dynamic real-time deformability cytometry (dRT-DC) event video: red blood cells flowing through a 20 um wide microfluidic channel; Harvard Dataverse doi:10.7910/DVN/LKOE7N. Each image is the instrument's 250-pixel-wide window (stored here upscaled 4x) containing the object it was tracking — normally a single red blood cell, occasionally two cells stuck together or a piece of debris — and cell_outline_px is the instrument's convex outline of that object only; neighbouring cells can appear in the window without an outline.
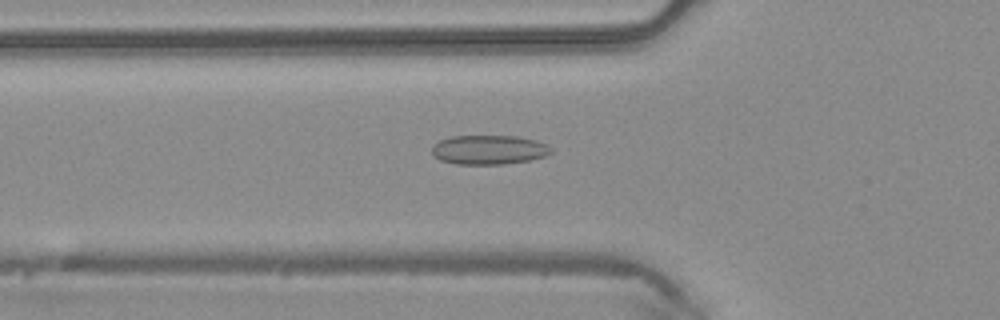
{"species": "common noctule bat (a hibernating species)", "species_latin": "Nyctalus noctula", "temperature_condition": "warm", "stored_images_in_passage": 44, "camera_frame_rate_fps": 3000, "um_per_image_px": 0.085, "animal": {"sex": "male", "body_mass_g": 20.4}, "frame": {"image": 1, "passage_image": 13, "time_ms": 4.0, "image_size_px": [1000, 320], "cell_outline_px": [[552, 152], [544, 156], [528, 160], [504, 164], [456, 164], [440, 160], [432, 152], [432, 144], [440, 140], [452, 136], [520, 136], [536, 140], [548, 144], [552, 148]], "centroid_in_image_um": [41.57, 12.72], "position_along_channel_um": 84.2, "area_um2": 20.4}}
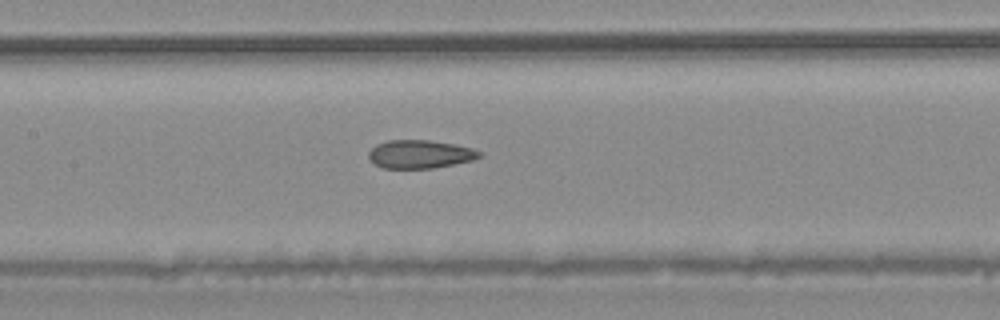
{"frame": {"image": 2, "passage_image": 19, "time_ms": 6.0, "image_size_px": [1000, 320], "cell_outline_px": [[480, 156], [472, 160], [432, 168], [380, 168], [368, 156], [368, 152], [376, 144], [388, 140], [428, 140], [452, 144], [472, 148], [480, 152]], "centroid_in_image_um": [35.65, 13.1], "position_along_channel_um": 171.7, "area_um2": 17.98}}
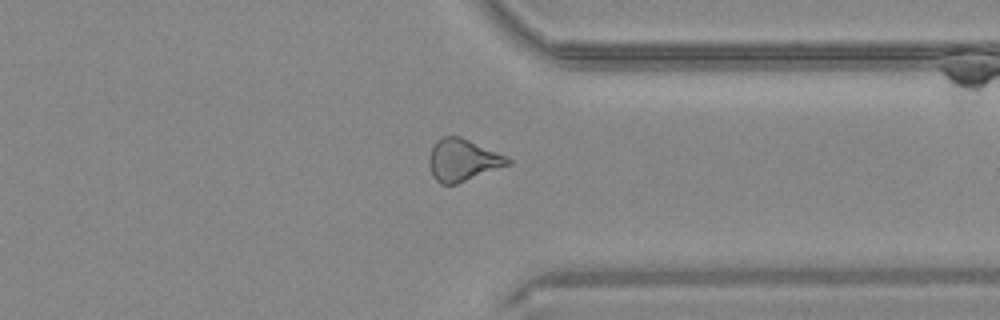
{"frame": {"image": 3, "passage_image": 33, "time_ms": 10.667, "image_size_px": [1000, 320], "cell_outline_px": [[512, 164], [456, 184], [440, 184], [432, 176], [428, 164], [428, 156], [436, 140], [440, 136], [460, 136], [508, 156], [512, 160]], "centroid_in_image_um": [39.33, 13.6], "position_along_channel_um": 372.1, "area_um2": 19.59}}